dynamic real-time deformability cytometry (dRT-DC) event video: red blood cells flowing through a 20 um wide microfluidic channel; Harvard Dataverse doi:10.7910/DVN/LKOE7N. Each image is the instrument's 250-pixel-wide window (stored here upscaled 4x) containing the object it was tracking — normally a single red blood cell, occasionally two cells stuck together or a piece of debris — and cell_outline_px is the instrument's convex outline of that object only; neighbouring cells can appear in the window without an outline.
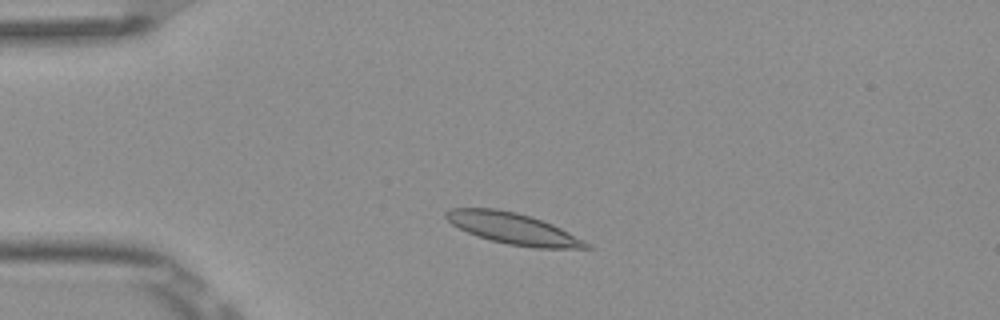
{"species": "Egyptian fruit bat (a non-hibernating species)", "species_latin": "Rousettus aegyptiacus", "temperature_condition": "room temperature", "stored_images_in_passage": 4, "segment_of_instrument_passage": [1, 2], "camera_frame_rate_fps": 3000, "um_per_image_px": 0.085, "frame": {"image": 1, "passage_image": 2, "time_ms": 0.333, "image_size_px": [1000, 320], "cell_outline_px": [[592, 248], [536, 248], [508, 244], [492, 240], [468, 232], [452, 224], [444, 216], [444, 212], [452, 208], [496, 208], [516, 212], [552, 224], [592, 244]], "centroid_in_image_um": [43.62, 19.42], "position_along_channel_um": 41.4, "area_um2": 25.14}}